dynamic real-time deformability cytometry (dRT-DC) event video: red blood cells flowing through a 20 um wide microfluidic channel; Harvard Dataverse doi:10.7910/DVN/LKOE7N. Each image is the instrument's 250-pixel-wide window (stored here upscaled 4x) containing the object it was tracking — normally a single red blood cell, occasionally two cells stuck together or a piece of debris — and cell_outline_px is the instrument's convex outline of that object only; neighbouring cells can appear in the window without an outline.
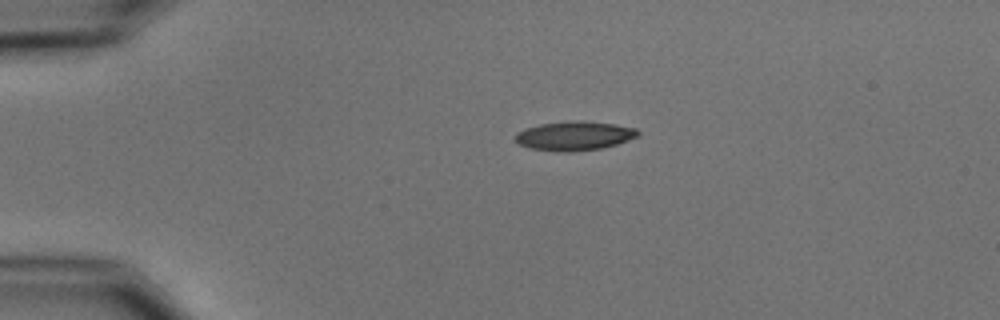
{"species": "common noctule bat (a hibernating species)", "species_latin": "Nyctalus noctula", "temperature_condition": "cold", "stored_images_in_passage": 4, "camera_frame_rate_fps": 3000, "um_per_image_px": 0.085, "animal": {"sex": "male", "body_mass_g": 15.6}, "frame": {"image": 1, "passage_image": 4, "time_ms": 4.333, "image_size_px": [1000, 320], "cell_outline_px": [[640, 132], [636, 136], [628, 140], [616, 144], [600, 148], [572, 152], [560, 152], [528, 148], [520, 144], [516, 140], [516, 132], [524, 128], [540, 124], [580, 120], [616, 124], [636, 128]], "centroid_in_image_um": [48.81, 11.54], "position_along_channel_um": 36.2, "area_um2": 20.75}}